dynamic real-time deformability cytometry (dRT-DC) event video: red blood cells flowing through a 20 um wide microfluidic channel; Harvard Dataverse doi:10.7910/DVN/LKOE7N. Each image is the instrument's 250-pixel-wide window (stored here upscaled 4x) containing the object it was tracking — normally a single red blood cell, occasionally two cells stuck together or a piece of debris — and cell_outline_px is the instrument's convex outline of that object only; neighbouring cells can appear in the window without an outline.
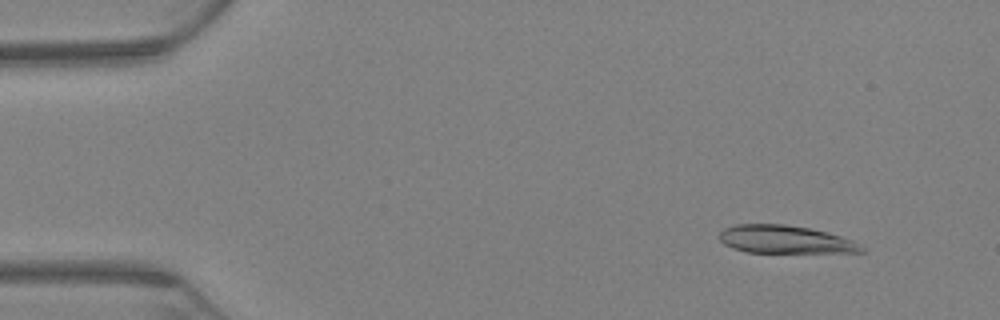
{"species": "Egyptian fruit bat (a non-hibernating species)", "species_latin": "Rousettus aegyptiacus", "temperature_condition": "warm", "stored_images_in_passage": 70, "camera_frame_rate_fps": 3000, "um_per_image_px": 0.085, "animal": {"sex": "female"}, "frame": {"image": 1, "passage_image": 7, "time_ms": 2.0, "image_size_px": [1000, 320], "cell_outline_px": [[864, 252], [748, 252], [732, 248], [724, 244], [720, 240], [720, 232], [724, 228], [736, 224], [784, 224], [808, 228], [840, 236], [852, 240], [860, 244], [864, 248]], "centroid_in_image_um": [66.7, 20.35], "position_along_channel_um": 18.3, "area_um2": 22.83}}
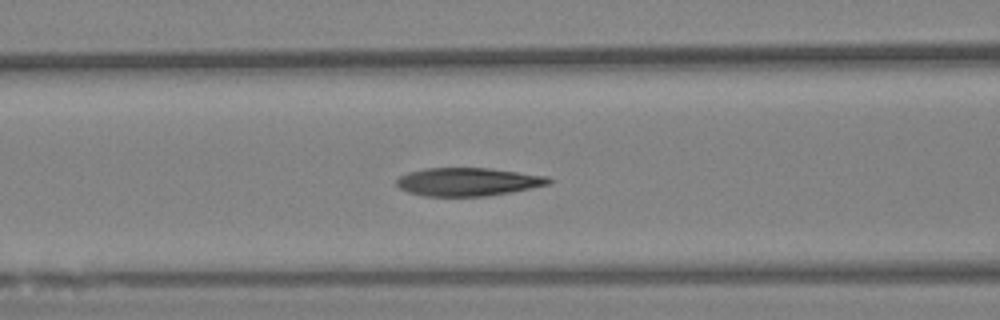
{"frame": {"image": 2, "passage_image": 32, "time_ms": 10.333, "image_size_px": [1000, 320], "cell_outline_px": [[552, 180], [548, 184], [532, 188], [488, 196], [424, 196], [408, 192], [400, 188], [396, 184], [396, 180], [400, 176], [408, 172], [424, 168], [488, 168], [548, 176]], "centroid_in_image_um": [39.75, 15.45], "position_along_channel_um": 126.8, "area_um2": 24.97}}
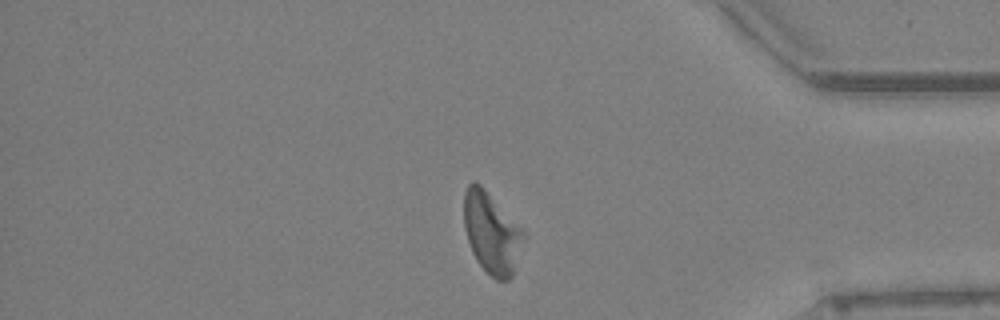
{"frame": {"image": 3, "passage_image": 61, "time_ms": 20.0, "image_size_px": [1000, 320], "cell_outline_px": [[524, 236], [512, 276], [508, 280], [496, 280], [480, 264], [472, 252], [468, 240], [464, 224], [464, 192], [468, 184], [472, 180], [476, 180], [484, 188], [524, 232]], "centroid_in_image_um": [41.75, 19.77], "position_along_channel_um": 393.5, "area_um2": 27.46}}